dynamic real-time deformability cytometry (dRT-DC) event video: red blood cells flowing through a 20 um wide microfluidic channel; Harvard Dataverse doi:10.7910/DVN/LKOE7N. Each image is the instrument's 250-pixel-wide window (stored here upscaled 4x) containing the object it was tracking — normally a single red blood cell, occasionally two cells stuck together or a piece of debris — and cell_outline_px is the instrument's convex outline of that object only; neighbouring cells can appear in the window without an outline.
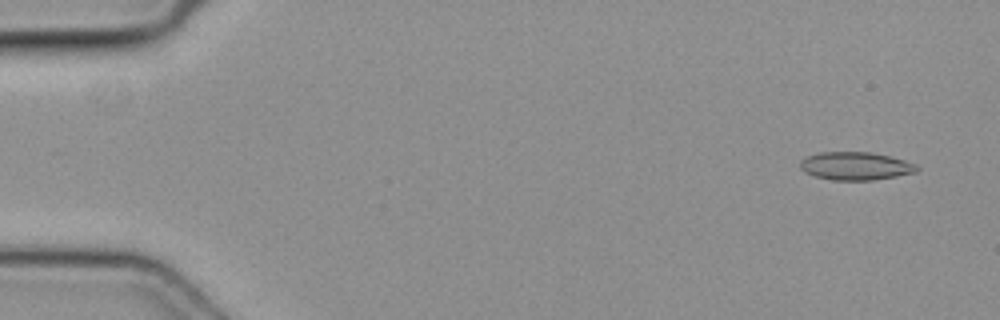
{"species": "common noctule bat (a hibernating species)", "species_latin": "Nyctalus noctula", "temperature_condition": "cold", "stored_images_in_passage": 50, "camera_frame_rate_fps": 3000, "um_per_image_px": 0.085, "animal": {"sex": "female", "body_mass_g": 19.3, "forearm_length_mm": 54.1}, "frame": {"image": 1, "passage_image": 3, "time_ms": 0.667, "image_size_px": [1000, 320], "cell_outline_px": [[920, 168], [916, 172], [896, 176], [872, 180], [832, 180], [816, 176], [804, 172], [800, 168], [800, 160], [808, 156], [820, 152], [872, 152], [892, 156], [916, 164]], "centroid_in_image_um": [72.74, 14.1], "position_along_channel_um": 12.3, "area_um2": 19.13}}
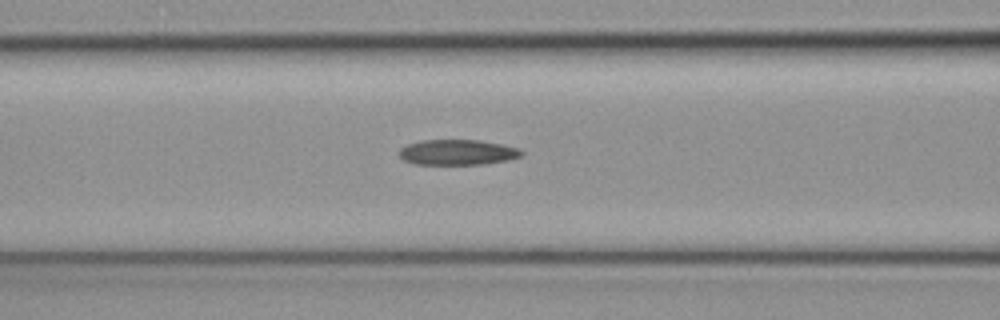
{"frame": {"image": 2, "passage_image": 21, "time_ms": 6.667, "image_size_px": [1000, 320], "cell_outline_px": [[524, 152], [520, 156], [508, 160], [484, 164], [416, 164], [404, 160], [400, 156], [400, 148], [408, 144], [420, 140], [476, 140], [500, 144], [516, 148]], "centroid_in_image_um": [38.86, 12.94], "position_along_channel_um": 127.7, "area_um2": 17.86}}
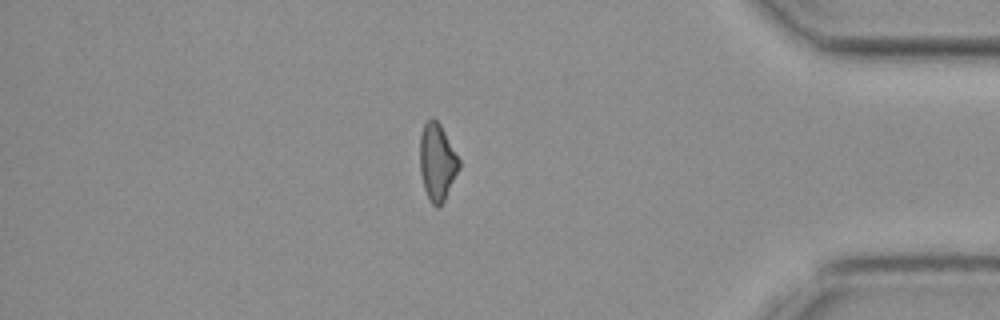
{"frame": {"image": 3, "passage_image": 43, "time_ms": 14.0, "image_size_px": [1000, 320], "cell_outline_px": [[460, 168], [444, 200], [436, 208], [432, 204], [424, 188], [420, 172], [420, 136], [424, 124], [432, 116], [440, 124], [460, 160]], "centroid_in_image_um": [37.16, 13.76], "position_along_channel_um": 398.0, "area_um2": 17.4}}